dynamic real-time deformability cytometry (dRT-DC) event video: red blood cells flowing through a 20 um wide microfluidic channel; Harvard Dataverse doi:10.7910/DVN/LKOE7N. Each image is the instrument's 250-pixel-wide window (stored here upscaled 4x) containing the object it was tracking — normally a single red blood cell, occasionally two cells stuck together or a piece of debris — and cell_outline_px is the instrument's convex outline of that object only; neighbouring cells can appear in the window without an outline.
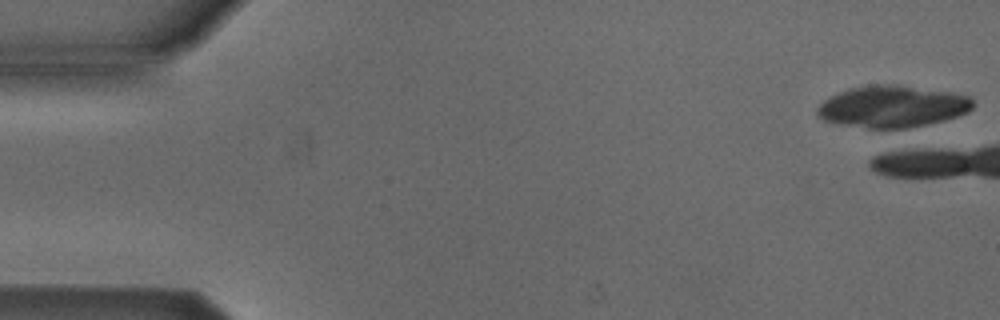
{"species": "Egyptian fruit bat (a non-hibernating species)", "species_latin": "Rousettus aegyptiacus", "temperature_condition": "cold", "stored_images_in_passage": 3, "camera_frame_rate_fps": 3000, "um_per_image_px": 0.085, "animal": {"sex": "male"}, "frame": {"image": 1, "passage_image": 1, "time_ms": 0.0, "image_size_px": [1000, 320], "cell_outline_px": [[976, 104], [968, 112], [944, 120], [928, 124], [908, 128], [868, 128], [840, 124], [824, 120], [816, 116], [816, 108], [824, 100], [840, 92], [852, 88], [880, 84], [892, 84], [948, 92], [968, 96]], "centroid_in_image_um": [75.84, 9.07], "position_along_channel_um": 9.2, "area_um2": 37.51}}